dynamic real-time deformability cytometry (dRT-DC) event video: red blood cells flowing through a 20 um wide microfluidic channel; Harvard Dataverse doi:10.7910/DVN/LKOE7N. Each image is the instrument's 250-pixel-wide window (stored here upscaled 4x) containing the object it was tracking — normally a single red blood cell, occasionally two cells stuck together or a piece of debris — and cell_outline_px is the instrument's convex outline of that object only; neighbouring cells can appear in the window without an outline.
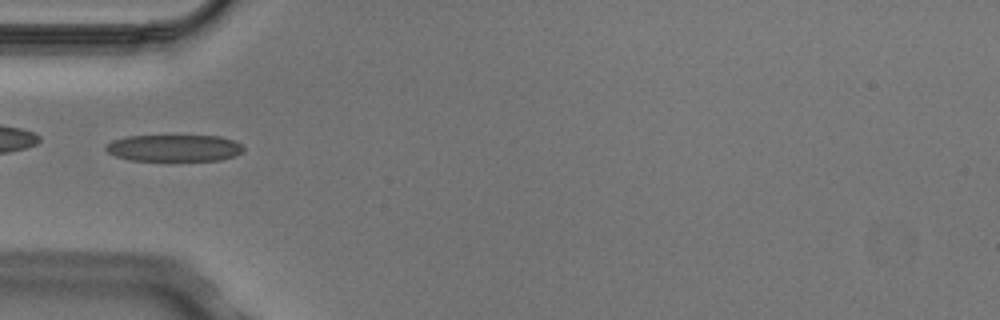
{"species": "Egyptian fruit bat (a non-hibernating species)", "species_latin": "Rousettus aegyptiacus", "temperature_condition": "cold", "stored_images_in_passage": 8, "camera_frame_rate_fps": 3000, "um_per_image_px": 0.085, "animal": {"sex": "male"}, "frame": {"image": 1, "passage_image": 5, "time_ms": 1.333, "image_size_px": [1000, 320], "cell_outline_px": [[244, 152], [236, 156], [220, 160], [128, 160], [116, 156], [108, 152], [104, 148], [104, 144], [112, 140], [128, 136], [220, 136], [232, 140], [240, 144], [244, 148]], "centroid_in_image_um": [14.79, 12.58], "position_along_channel_um": 70.2, "area_um2": 21.5}}
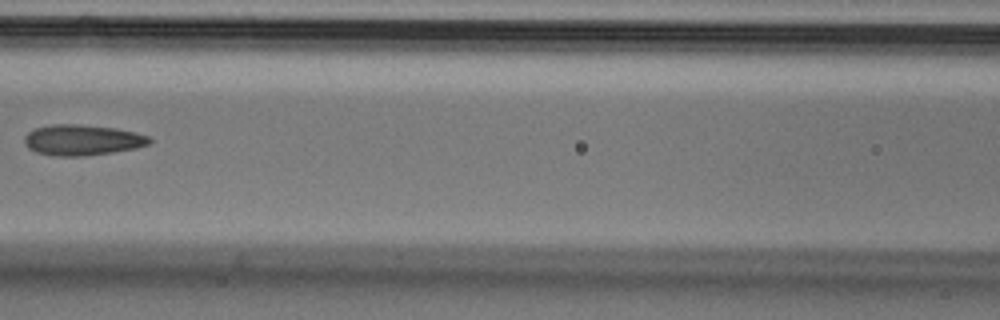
{"frame": {"image": 2, "passage_image": 7, "time_ms": 2.0, "image_size_px": [1000, 320], "cell_outline_px": [[152, 140], [148, 144], [136, 148], [112, 152], [84, 156], [52, 156], [36, 152], [28, 148], [24, 144], [24, 136], [28, 132], [36, 128], [52, 124], [76, 124], [116, 128], [136, 132], [148, 136]], "centroid_in_image_um": [6.97, 11.9], "position_along_channel_um": 159.6, "area_um2": 22.43}}
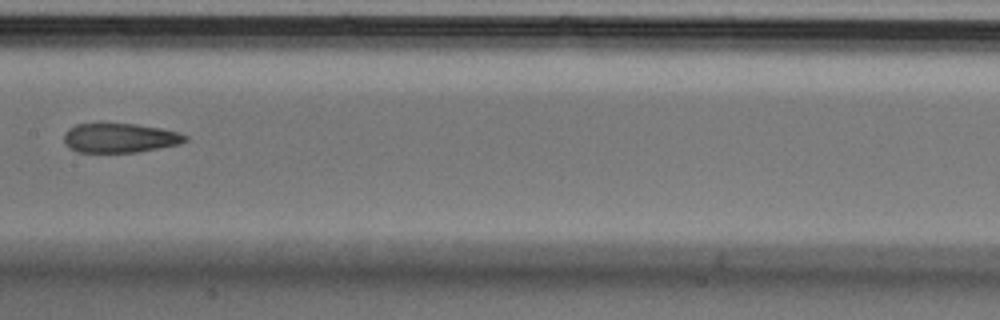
{"frame": {"image": 3, "passage_image": 8, "time_ms": 2.333, "image_size_px": [1000, 320], "cell_outline_px": [[188, 140], [180, 144], [160, 148], [136, 152], [76, 152], [68, 148], [64, 140], [64, 132], [68, 128], [76, 124], [100, 120], [136, 124], [160, 128], [180, 132], [188, 136]], "centroid_in_image_um": [10.14, 11.68], "position_along_channel_um": 197.3, "area_um2": 21.73}}